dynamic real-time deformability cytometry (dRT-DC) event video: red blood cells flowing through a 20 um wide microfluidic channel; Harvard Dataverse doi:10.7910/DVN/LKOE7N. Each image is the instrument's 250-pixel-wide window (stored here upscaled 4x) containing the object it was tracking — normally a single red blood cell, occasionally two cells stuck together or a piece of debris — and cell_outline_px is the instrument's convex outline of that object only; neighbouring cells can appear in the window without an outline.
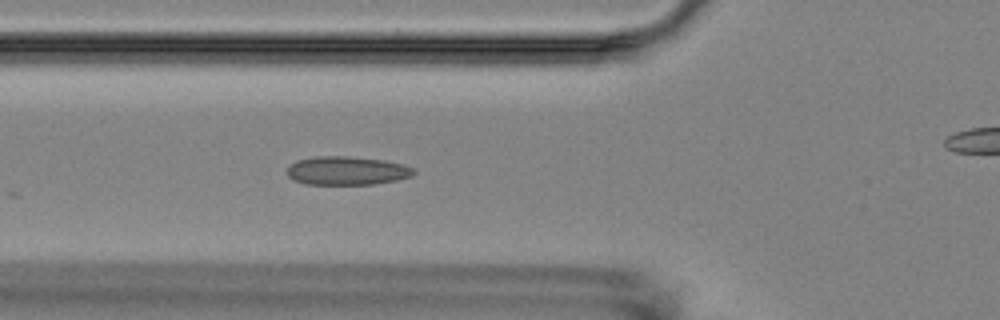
{"species": "Egyptian fruit bat (a non-hibernating species)", "species_latin": "Rousettus aegyptiacus", "temperature_condition": "room temperature", "stored_images_in_passage": 3, "segment_of_instrument_passage": [1, 2], "camera_frame_rate_fps": 3000, "um_per_image_px": 0.085, "animal": {"sex": "female"}, "frame": {"image": 1, "passage_image": 2, "time_ms": 1.333, "image_size_px": [1000, 320], "cell_outline_px": [[416, 172], [412, 176], [396, 180], [372, 184], [304, 184], [288, 176], [288, 168], [296, 160], [316, 156], [348, 156], [384, 160], [404, 164], [416, 168]], "centroid_in_image_um": [29.53, 14.5], "position_along_channel_um": 96.3, "area_um2": 21.1}}